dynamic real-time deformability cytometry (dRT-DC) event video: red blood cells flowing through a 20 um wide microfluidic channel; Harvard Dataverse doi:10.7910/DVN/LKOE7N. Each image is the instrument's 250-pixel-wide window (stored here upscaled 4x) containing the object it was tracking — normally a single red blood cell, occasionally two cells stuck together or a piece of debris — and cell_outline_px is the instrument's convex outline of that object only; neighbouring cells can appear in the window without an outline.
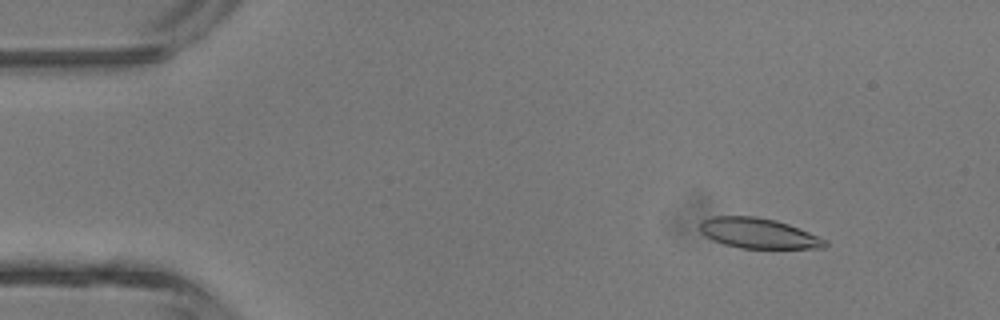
{"species": "common noctule bat (a hibernating species)", "species_latin": "Nyctalus noctula", "temperature_condition": "room temperature", "stored_images_in_passage": 4, "camera_frame_rate_fps": 3000, "um_per_image_px": 0.085, "animal": {"sex": "male", "body_mass_g": 13.3}, "frame": {"image": 1, "passage_image": 2, "time_ms": 1.333, "image_size_px": [1000, 320], "cell_outline_px": [[828, 244], [824, 248], [740, 248], [724, 244], [712, 240], [704, 236], [700, 232], [700, 220], [712, 216], [756, 216], [776, 220], [800, 228], [828, 240]], "centroid_in_image_um": [64.45, 19.82], "position_along_channel_um": 20.6, "area_um2": 22.31}}